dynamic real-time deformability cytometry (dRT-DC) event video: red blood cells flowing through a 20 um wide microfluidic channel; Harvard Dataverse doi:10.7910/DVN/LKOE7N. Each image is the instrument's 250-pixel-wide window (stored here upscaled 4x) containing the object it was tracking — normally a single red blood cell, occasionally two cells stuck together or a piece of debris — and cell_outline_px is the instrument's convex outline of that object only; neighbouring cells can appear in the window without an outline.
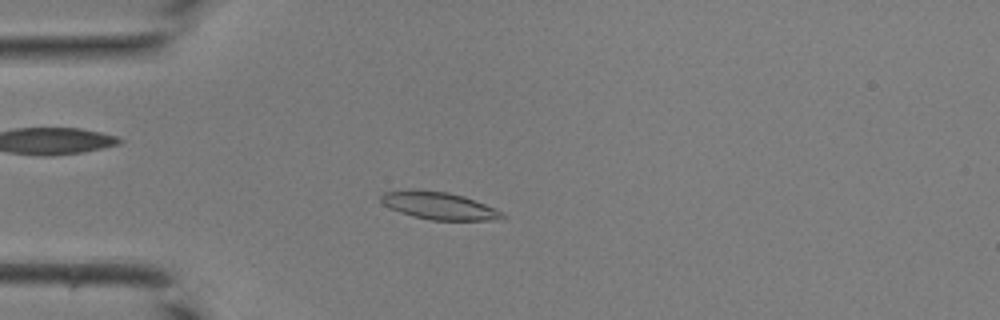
{"species": "common noctule bat (a hibernating species)", "species_latin": "Nyctalus noctula", "temperature_condition": "room temperature", "stored_images_in_passage": 37, "camera_frame_rate_fps": 3000, "um_per_image_px": 0.085, "animal": {"sex": "male", "body_mass_g": 19.0, "forearm_length_mm": 50.8}, "frame": {"image": 1, "passage_image": 11, "time_ms": 3.333, "image_size_px": [1000, 320], "cell_outline_px": [[508, 216], [488, 220], [432, 220], [412, 216], [400, 212], [384, 204], [380, 200], [380, 196], [384, 192], [448, 192], [464, 196], [496, 208], [504, 212]], "centroid_in_image_um": [37.41, 17.53], "position_along_channel_um": 47.6, "area_um2": 18.61}}
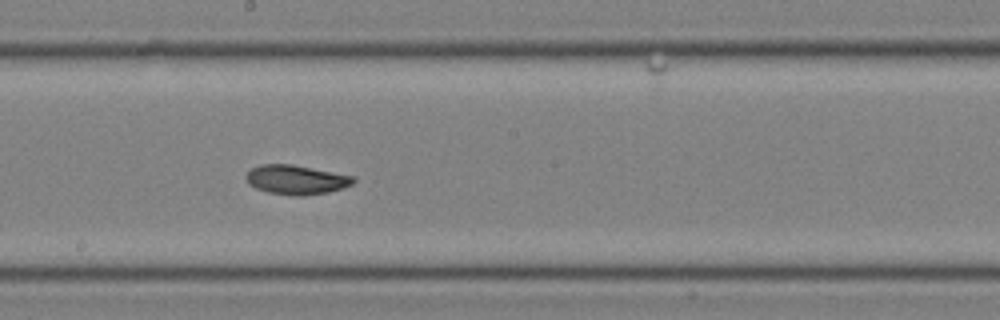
{"frame": {"image": 2, "passage_image": 23, "time_ms": 7.333, "image_size_px": [1000, 320], "cell_outline_px": [[356, 180], [352, 184], [344, 188], [328, 192], [304, 196], [292, 196], [268, 192], [256, 188], [248, 184], [244, 176], [252, 168], [260, 164], [292, 164], [356, 176]], "centroid_in_image_um": [25.19, 15.28], "position_along_channel_um": 223.0, "area_um2": 18.61}}
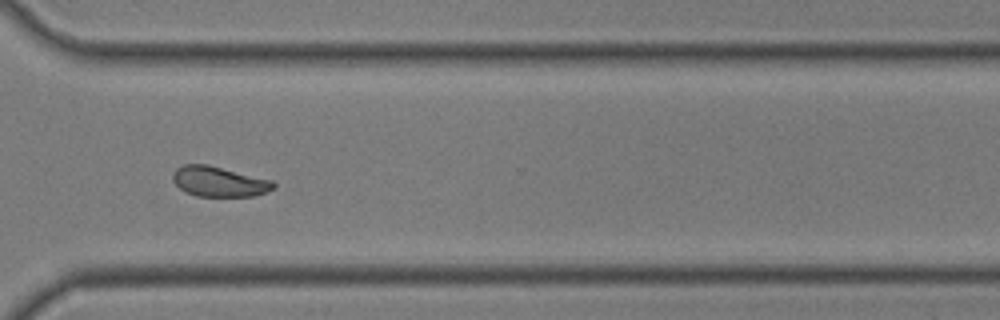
{"frame": {"image": 3, "passage_image": 31, "time_ms": 10.0, "image_size_px": [1000, 320], "cell_outline_px": [[276, 188], [268, 192], [252, 196], [196, 196], [184, 192], [172, 180], [172, 172], [176, 168], [184, 164], [208, 164], [272, 180], [276, 184]], "centroid_in_image_um": [18.62, 15.43], "position_along_channel_um": 352.0, "area_um2": 17.92}}